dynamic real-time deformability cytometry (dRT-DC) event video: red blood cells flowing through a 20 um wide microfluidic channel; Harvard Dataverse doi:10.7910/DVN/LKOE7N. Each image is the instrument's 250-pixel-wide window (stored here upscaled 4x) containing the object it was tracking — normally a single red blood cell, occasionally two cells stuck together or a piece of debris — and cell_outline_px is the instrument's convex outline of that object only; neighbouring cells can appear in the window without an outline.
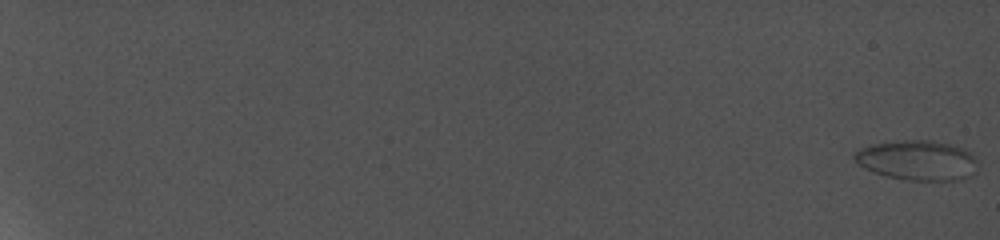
{"species": "common noctule bat (a hibernating species)", "species_latin": "Nyctalus noctula", "temperature_condition": "cold", "stored_images_in_passage": 7, "camera_frame_rate_fps": 5000, "um_per_image_px": 0.085, "animal": {"sex": "female", "body_mass_g": 19.0, "forearm_length_mm": 56.7}, "frame": {"image": 1, "passage_image": 1, "time_ms": 0.0, "image_size_px": [1000, 240], "cell_outline_px": [[972, 160], [912, 176], [892, 176], [876, 172], [860, 164], [856, 160], [856, 152], [864, 148], [876, 144], [904, 140], [928, 140], [948, 144], [960, 148], [968, 152], [972, 156]], "centroid_in_image_um": [77.41, 13.36], "position_along_channel_um": 7.6, "area_um2": 21.85}}